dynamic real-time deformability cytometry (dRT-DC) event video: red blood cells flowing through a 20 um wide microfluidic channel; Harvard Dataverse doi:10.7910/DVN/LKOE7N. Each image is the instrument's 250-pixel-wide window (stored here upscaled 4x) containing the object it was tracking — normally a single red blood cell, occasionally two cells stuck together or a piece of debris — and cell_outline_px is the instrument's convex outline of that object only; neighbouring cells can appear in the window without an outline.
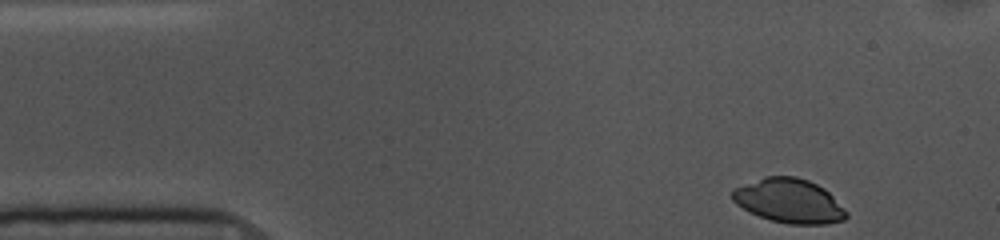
{"species": "common noctule bat (a hibernating species)", "species_latin": "Nyctalus noctula", "temperature_condition": "cold", "stored_images_in_passage": 10, "camera_frame_rate_fps": 3000, "um_per_image_px": 0.085, "animal": {"sex": "female", "body_mass_g": 10.0, "forearm_length_mm": 53.1}, "frame": {"image": 1, "passage_image": 1, "time_ms": 0.0, "image_size_px": [1000, 240], "cell_outline_px": [[848, 216], [844, 220], [828, 224], [788, 224], [772, 220], [760, 216], [736, 204], [732, 200], [732, 188], [764, 176], [796, 176], [808, 180], [824, 188], [848, 212]], "centroid_in_image_um": [67.08, 17.06], "position_along_channel_um": 17.9, "area_um2": 29.36}}